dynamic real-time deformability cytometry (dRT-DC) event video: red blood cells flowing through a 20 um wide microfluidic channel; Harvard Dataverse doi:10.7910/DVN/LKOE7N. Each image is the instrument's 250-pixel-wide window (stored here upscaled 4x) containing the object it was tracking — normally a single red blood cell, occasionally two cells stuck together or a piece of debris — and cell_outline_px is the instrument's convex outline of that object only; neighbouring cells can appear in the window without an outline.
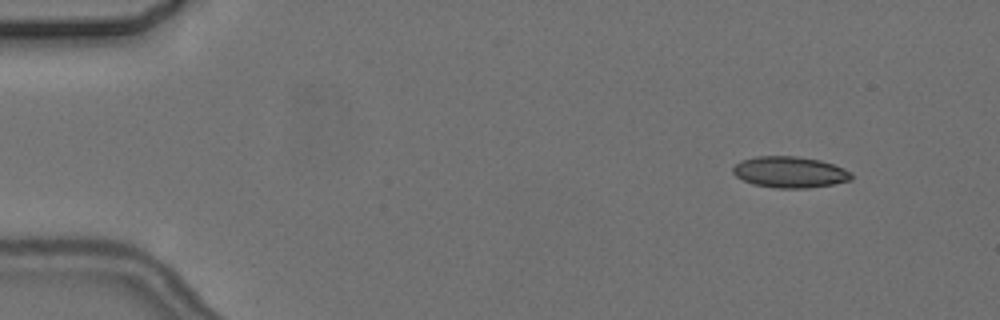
{"species": "common noctule bat (a hibernating species)", "species_latin": "Nyctalus noctula", "temperature_condition": "cold", "stored_images_in_passage": 5, "camera_frame_rate_fps": 3000, "um_per_image_px": 0.085, "animal": {"sex": "female", "body_mass_g": 24.6, "forearm_length_mm": 56.2}, "frame": {"image": 1, "passage_image": 2, "time_ms": 1.0, "image_size_px": [1000, 320], "cell_outline_px": [[852, 180], [832, 184], [808, 188], [776, 188], [752, 184], [736, 176], [732, 172], [732, 168], [740, 160], [756, 156], [796, 156], [820, 160], [844, 168], [852, 172]], "centroid_in_image_um": [67.13, 14.63], "position_along_channel_um": 17.9, "area_um2": 21.62}}